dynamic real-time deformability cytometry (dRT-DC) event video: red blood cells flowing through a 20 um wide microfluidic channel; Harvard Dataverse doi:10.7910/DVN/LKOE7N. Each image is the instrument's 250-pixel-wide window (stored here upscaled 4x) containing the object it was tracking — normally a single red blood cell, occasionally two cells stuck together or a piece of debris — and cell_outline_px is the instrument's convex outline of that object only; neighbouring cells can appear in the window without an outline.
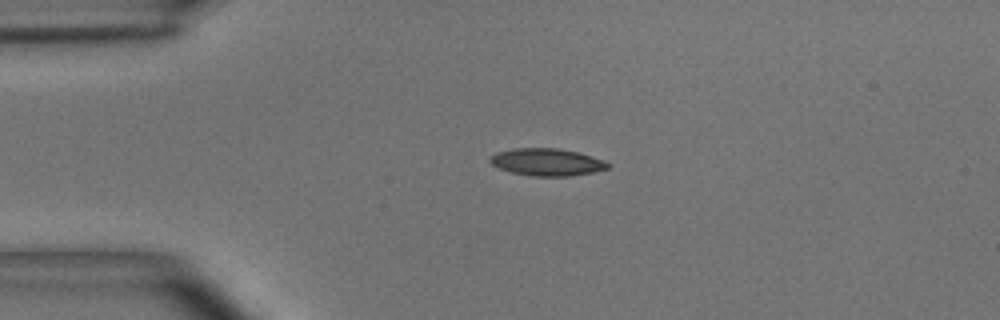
{"species": "common noctule bat (a hibernating species)", "species_latin": "Nyctalus noctula", "temperature_condition": "room temperature", "stored_images_in_passage": 43, "camera_frame_rate_fps": 3000, "um_per_image_px": 0.085, "animal": {"sex": "male", "body_mass_g": 15.6}, "frame": {"image": 1, "passage_image": 1, "time_ms": 0.0, "image_size_px": [1000, 320], "cell_outline_px": [[612, 164], [608, 168], [592, 172], [568, 176], [532, 176], [512, 172], [500, 168], [492, 164], [488, 160], [496, 152], [516, 148], [556, 148], [576, 152], [604, 160]], "centroid_in_image_um": [46.49, 13.78], "position_along_channel_um": 38.5, "area_um2": 18.5}}
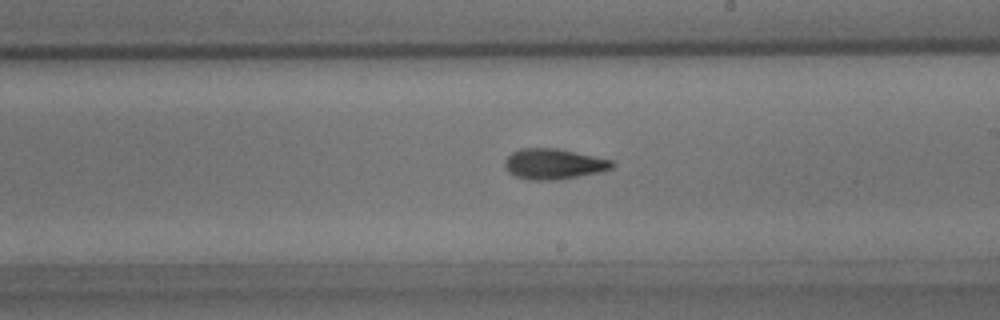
{"frame": {"image": 2, "passage_image": 20, "time_ms": 6.333, "image_size_px": [1000, 320], "cell_outline_px": [[616, 164], [612, 168], [596, 172], [556, 180], [528, 180], [516, 176], [508, 172], [504, 164], [504, 160], [512, 152], [520, 148], [556, 148], [612, 160]], "centroid_in_image_um": [47.01, 13.93], "position_along_channel_um": 242.0, "area_um2": 18.9}}
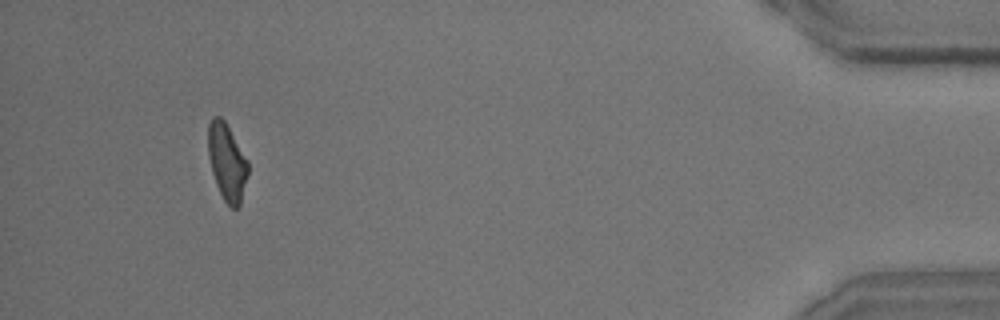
{"frame": {"image": 3, "passage_image": 40, "time_ms": 13.0, "image_size_px": [1000, 320], "cell_outline_px": [[248, 172], [240, 204], [236, 208], [232, 208], [224, 200], [216, 184], [212, 172], [208, 156], [208, 124], [212, 116], [220, 116], [224, 120], [248, 160]], "centroid_in_image_um": [19.28, 13.74], "position_along_channel_um": 415.9, "area_um2": 17.74}, "authors_computed_cell_mechanics": {"area_um2": 18.496, "velocity_mm_per_s": 3.6464, "shape_relaxation_time_tau1_ms": 4.5453, "shape_relaxation_time_tau2_ms": 2.8718, "deformation_change_tau1": 0.1604, "deformation_change_tau2": 0.1073}}